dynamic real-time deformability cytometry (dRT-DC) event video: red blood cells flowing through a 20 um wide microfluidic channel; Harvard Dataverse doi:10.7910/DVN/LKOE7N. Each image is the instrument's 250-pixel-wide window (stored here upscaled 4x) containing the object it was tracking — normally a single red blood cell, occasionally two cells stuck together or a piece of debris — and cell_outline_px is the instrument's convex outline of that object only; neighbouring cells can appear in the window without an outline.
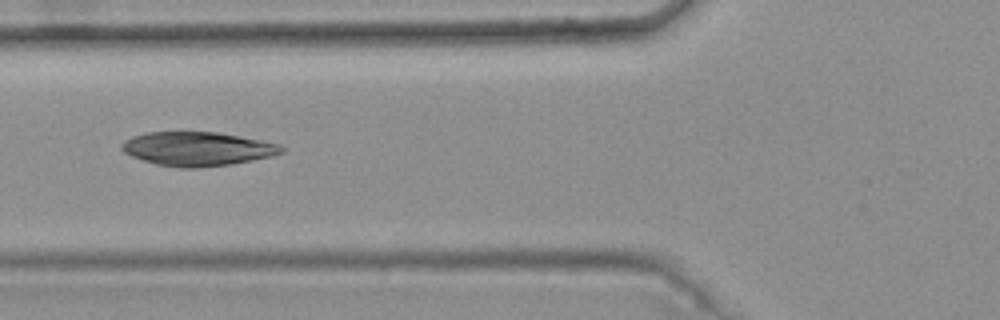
{"species": "common noctule bat (a hibernating species)", "species_latin": "Nyctalus noctula", "temperature_condition": "warm", "stored_images_in_passage": 3, "camera_frame_rate_fps": 3000, "um_per_image_px": 0.085, "animal": {"sex": "female", "body_mass_g": 25.1}, "frame": {"image": 1, "passage_image": 2, "time_ms": 0.333, "image_size_px": [1000, 320], "cell_outline_px": [[284, 152], [272, 156], [232, 164], [196, 168], [180, 168], [156, 164], [132, 156], [124, 152], [120, 148], [120, 144], [124, 140], [132, 136], [148, 132], [216, 132], [240, 136], [280, 144], [284, 148]], "centroid_in_image_um": [16.77, 12.65], "position_along_channel_um": 109.0, "area_um2": 31.62}}
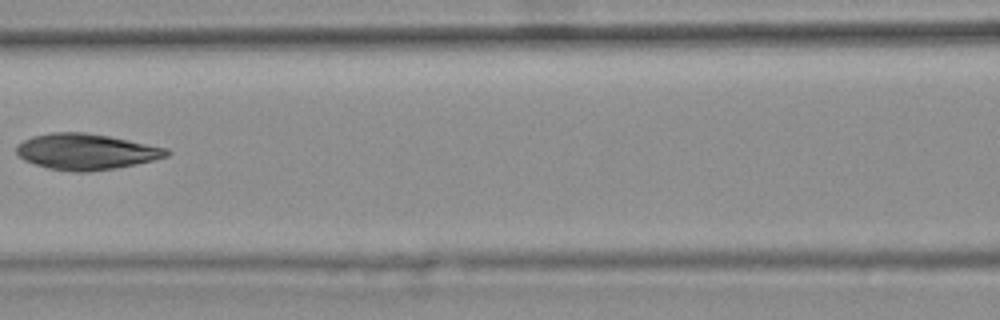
{"frame": {"image": 2, "passage_image": 3, "time_ms": 0.667, "image_size_px": [1000, 320], "cell_outline_px": [[172, 152], [168, 156], [136, 164], [116, 168], [88, 172], [76, 172], [48, 168], [24, 160], [16, 152], [16, 144], [32, 136], [52, 132], [84, 132], [108, 136], [168, 148]], "centroid_in_image_um": [7.32, 12.89], "position_along_channel_um": 159.3, "area_um2": 31.39}}